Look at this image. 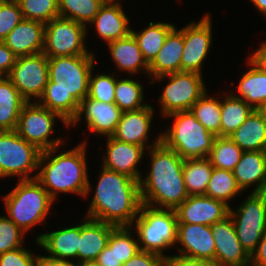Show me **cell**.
Masks as SVG:
<instances>
[{"label": "cell", "instance_id": "obj_33", "mask_svg": "<svg viewBox=\"0 0 266 266\" xmlns=\"http://www.w3.org/2000/svg\"><path fill=\"white\" fill-rule=\"evenodd\" d=\"M230 92L221 95L220 137H229L254 110L246 101Z\"/></svg>", "mask_w": 266, "mask_h": 266}, {"label": "cell", "instance_id": "obj_39", "mask_svg": "<svg viewBox=\"0 0 266 266\" xmlns=\"http://www.w3.org/2000/svg\"><path fill=\"white\" fill-rule=\"evenodd\" d=\"M133 234L135 236V231L131 226L116 227L110 234L108 245L114 249L117 260L122 264L140 251L138 238H135Z\"/></svg>", "mask_w": 266, "mask_h": 266}, {"label": "cell", "instance_id": "obj_30", "mask_svg": "<svg viewBox=\"0 0 266 266\" xmlns=\"http://www.w3.org/2000/svg\"><path fill=\"white\" fill-rule=\"evenodd\" d=\"M27 101L6 77L0 76V131H15Z\"/></svg>", "mask_w": 266, "mask_h": 266}, {"label": "cell", "instance_id": "obj_9", "mask_svg": "<svg viewBox=\"0 0 266 266\" xmlns=\"http://www.w3.org/2000/svg\"><path fill=\"white\" fill-rule=\"evenodd\" d=\"M57 118L60 123L62 121L65 128H69V124L58 113L50 111L37 101L26 102L19 115L15 131L42 152L61 147L65 142L63 138L50 139L52 133H55L54 125Z\"/></svg>", "mask_w": 266, "mask_h": 266}, {"label": "cell", "instance_id": "obj_44", "mask_svg": "<svg viewBox=\"0 0 266 266\" xmlns=\"http://www.w3.org/2000/svg\"><path fill=\"white\" fill-rule=\"evenodd\" d=\"M37 254L21 247L0 254V266H35Z\"/></svg>", "mask_w": 266, "mask_h": 266}, {"label": "cell", "instance_id": "obj_28", "mask_svg": "<svg viewBox=\"0 0 266 266\" xmlns=\"http://www.w3.org/2000/svg\"><path fill=\"white\" fill-rule=\"evenodd\" d=\"M246 64L250 68L241 76L235 90L236 94H232L246 101L253 109H257L266 101V70L250 57Z\"/></svg>", "mask_w": 266, "mask_h": 266}, {"label": "cell", "instance_id": "obj_38", "mask_svg": "<svg viewBox=\"0 0 266 266\" xmlns=\"http://www.w3.org/2000/svg\"><path fill=\"white\" fill-rule=\"evenodd\" d=\"M243 152L230 137L216 136L209 159L213 167L233 171Z\"/></svg>", "mask_w": 266, "mask_h": 266}, {"label": "cell", "instance_id": "obj_15", "mask_svg": "<svg viewBox=\"0 0 266 266\" xmlns=\"http://www.w3.org/2000/svg\"><path fill=\"white\" fill-rule=\"evenodd\" d=\"M122 113L115 103H105L87 96L80 103L78 114L69 127H74L76 124L78 126V122L85 119L84 122L90 133L104 137L112 136L121 120Z\"/></svg>", "mask_w": 266, "mask_h": 266}, {"label": "cell", "instance_id": "obj_4", "mask_svg": "<svg viewBox=\"0 0 266 266\" xmlns=\"http://www.w3.org/2000/svg\"><path fill=\"white\" fill-rule=\"evenodd\" d=\"M87 144L85 140L65 152L55 147L41 153L36 179L54 201L58 200L59 193L82 198L90 195L93 187L88 176Z\"/></svg>", "mask_w": 266, "mask_h": 266}, {"label": "cell", "instance_id": "obj_37", "mask_svg": "<svg viewBox=\"0 0 266 266\" xmlns=\"http://www.w3.org/2000/svg\"><path fill=\"white\" fill-rule=\"evenodd\" d=\"M59 17L71 19L87 27L106 0H58Z\"/></svg>", "mask_w": 266, "mask_h": 266}, {"label": "cell", "instance_id": "obj_42", "mask_svg": "<svg viewBox=\"0 0 266 266\" xmlns=\"http://www.w3.org/2000/svg\"><path fill=\"white\" fill-rule=\"evenodd\" d=\"M24 235L8 217L0 216V254L23 247Z\"/></svg>", "mask_w": 266, "mask_h": 266}, {"label": "cell", "instance_id": "obj_45", "mask_svg": "<svg viewBox=\"0 0 266 266\" xmlns=\"http://www.w3.org/2000/svg\"><path fill=\"white\" fill-rule=\"evenodd\" d=\"M122 266H165V259L157 253L140 250Z\"/></svg>", "mask_w": 266, "mask_h": 266}, {"label": "cell", "instance_id": "obj_7", "mask_svg": "<svg viewBox=\"0 0 266 266\" xmlns=\"http://www.w3.org/2000/svg\"><path fill=\"white\" fill-rule=\"evenodd\" d=\"M134 226V227H133ZM178 218L173 209H159L142 204L131 228L135 231L141 251L154 252L163 259L164 250L176 246Z\"/></svg>", "mask_w": 266, "mask_h": 266}, {"label": "cell", "instance_id": "obj_22", "mask_svg": "<svg viewBox=\"0 0 266 266\" xmlns=\"http://www.w3.org/2000/svg\"><path fill=\"white\" fill-rule=\"evenodd\" d=\"M44 37V23L23 18L3 42L17 57H22L42 53Z\"/></svg>", "mask_w": 266, "mask_h": 266}, {"label": "cell", "instance_id": "obj_21", "mask_svg": "<svg viewBox=\"0 0 266 266\" xmlns=\"http://www.w3.org/2000/svg\"><path fill=\"white\" fill-rule=\"evenodd\" d=\"M122 0H106L94 19L87 25L94 27L106 44L125 38L131 34L130 20L121 4Z\"/></svg>", "mask_w": 266, "mask_h": 266}, {"label": "cell", "instance_id": "obj_19", "mask_svg": "<svg viewBox=\"0 0 266 266\" xmlns=\"http://www.w3.org/2000/svg\"><path fill=\"white\" fill-rule=\"evenodd\" d=\"M178 223L211 226L229 215V206L206 195L188 196L176 209Z\"/></svg>", "mask_w": 266, "mask_h": 266}, {"label": "cell", "instance_id": "obj_34", "mask_svg": "<svg viewBox=\"0 0 266 266\" xmlns=\"http://www.w3.org/2000/svg\"><path fill=\"white\" fill-rule=\"evenodd\" d=\"M127 77L129 78L120 80L117 78L115 85L114 103L122 112L139 110L149 104L143 102L145 97L143 83L134 80L133 76Z\"/></svg>", "mask_w": 266, "mask_h": 266}, {"label": "cell", "instance_id": "obj_41", "mask_svg": "<svg viewBox=\"0 0 266 266\" xmlns=\"http://www.w3.org/2000/svg\"><path fill=\"white\" fill-rule=\"evenodd\" d=\"M92 70L89 79V92L88 97L94 100L102 101L105 103H114L115 98V85L119 73L112 74H95ZM116 76V77H115Z\"/></svg>", "mask_w": 266, "mask_h": 266}, {"label": "cell", "instance_id": "obj_54", "mask_svg": "<svg viewBox=\"0 0 266 266\" xmlns=\"http://www.w3.org/2000/svg\"><path fill=\"white\" fill-rule=\"evenodd\" d=\"M257 111L262 115V117L266 120V101L263 102L258 108Z\"/></svg>", "mask_w": 266, "mask_h": 266}, {"label": "cell", "instance_id": "obj_43", "mask_svg": "<svg viewBox=\"0 0 266 266\" xmlns=\"http://www.w3.org/2000/svg\"><path fill=\"white\" fill-rule=\"evenodd\" d=\"M22 19V11L16 0H0V39L4 41Z\"/></svg>", "mask_w": 266, "mask_h": 266}, {"label": "cell", "instance_id": "obj_14", "mask_svg": "<svg viewBox=\"0 0 266 266\" xmlns=\"http://www.w3.org/2000/svg\"><path fill=\"white\" fill-rule=\"evenodd\" d=\"M212 19L208 13L198 22H190L180 28L183 31L184 48L181 59V71L202 75V66L210 53L213 41Z\"/></svg>", "mask_w": 266, "mask_h": 266}, {"label": "cell", "instance_id": "obj_6", "mask_svg": "<svg viewBox=\"0 0 266 266\" xmlns=\"http://www.w3.org/2000/svg\"><path fill=\"white\" fill-rule=\"evenodd\" d=\"M164 118L174 120L168 129L160 132L161 142L166 147L184 160L209 157L216 136L196 119L191 110L175 112Z\"/></svg>", "mask_w": 266, "mask_h": 266}, {"label": "cell", "instance_id": "obj_11", "mask_svg": "<svg viewBox=\"0 0 266 266\" xmlns=\"http://www.w3.org/2000/svg\"><path fill=\"white\" fill-rule=\"evenodd\" d=\"M229 215L242 248L251 256L266 233V192H251L237 209L229 207Z\"/></svg>", "mask_w": 266, "mask_h": 266}, {"label": "cell", "instance_id": "obj_53", "mask_svg": "<svg viewBox=\"0 0 266 266\" xmlns=\"http://www.w3.org/2000/svg\"><path fill=\"white\" fill-rule=\"evenodd\" d=\"M74 266H101L97 260H88L80 263H74Z\"/></svg>", "mask_w": 266, "mask_h": 266}, {"label": "cell", "instance_id": "obj_48", "mask_svg": "<svg viewBox=\"0 0 266 266\" xmlns=\"http://www.w3.org/2000/svg\"><path fill=\"white\" fill-rule=\"evenodd\" d=\"M97 261L101 266H122V263L117 260L114 249L107 245L99 254Z\"/></svg>", "mask_w": 266, "mask_h": 266}, {"label": "cell", "instance_id": "obj_24", "mask_svg": "<svg viewBox=\"0 0 266 266\" xmlns=\"http://www.w3.org/2000/svg\"><path fill=\"white\" fill-rule=\"evenodd\" d=\"M117 226L110 223L84 217L80 222V239L77 262L97 260L99 254L108 245L111 232Z\"/></svg>", "mask_w": 266, "mask_h": 266}, {"label": "cell", "instance_id": "obj_18", "mask_svg": "<svg viewBox=\"0 0 266 266\" xmlns=\"http://www.w3.org/2000/svg\"><path fill=\"white\" fill-rule=\"evenodd\" d=\"M105 142L106 152L102 156L101 166L125 174L140 182L143 174L140 172L138 164L144 159L146 149L143 146L121 142L112 136L106 137Z\"/></svg>", "mask_w": 266, "mask_h": 266}, {"label": "cell", "instance_id": "obj_50", "mask_svg": "<svg viewBox=\"0 0 266 266\" xmlns=\"http://www.w3.org/2000/svg\"><path fill=\"white\" fill-rule=\"evenodd\" d=\"M35 266H74L73 263L50 257L48 255L37 254Z\"/></svg>", "mask_w": 266, "mask_h": 266}, {"label": "cell", "instance_id": "obj_49", "mask_svg": "<svg viewBox=\"0 0 266 266\" xmlns=\"http://www.w3.org/2000/svg\"><path fill=\"white\" fill-rule=\"evenodd\" d=\"M250 265L266 266V233L261 238L256 251L250 256Z\"/></svg>", "mask_w": 266, "mask_h": 266}, {"label": "cell", "instance_id": "obj_20", "mask_svg": "<svg viewBox=\"0 0 266 266\" xmlns=\"http://www.w3.org/2000/svg\"><path fill=\"white\" fill-rule=\"evenodd\" d=\"M177 244L180 255L215 262V244L211 226L178 223L176 246Z\"/></svg>", "mask_w": 266, "mask_h": 266}, {"label": "cell", "instance_id": "obj_12", "mask_svg": "<svg viewBox=\"0 0 266 266\" xmlns=\"http://www.w3.org/2000/svg\"><path fill=\"white\" fill-rule=\"evenodd\" d=\"M87 27L74 20L56 17L45 24L43 53L48 57L94 55L86 46Z\"/></svg>", "mask_w": 266, "mask_h": 266}, {"label": "cell", "instance_id": "obj_29", "mask_svg": "<svg viewBox=\"0 0 266 266\" xmlns=\"http://www.w3.org/2000/svg\"><path fill=\"white\" fill-rule=\"evenodd\" d=\"M229 137L243 151H266V120L254 109Z\"/></svg>", "mask_w": 266, "mask_h": 266}, {"label": "cell", "instance_id": "obj_35", "mask_svg": "<svg viewBox=\"0 0 266 266\" xmlns=\"http://www.w3.org/2000/svg\"><path fill=\"white\" fill-rule=\"evenodd\" d=\"M243 193L237 184L233 171L213 168L205 195L223 201L230 207V200ZM235 197V198H234Z\"/></svg>", "mask_w": 266, "mask_h": 266}, {"label": "cell", "instance_id": "obj_27", "mask_svg": "<svg viewBox=\"0 0 266 266\" xmlns=\"http://www.w3.org/2000/svg\"><path fill=\"white\" fill-rule=\"evenodd\" d=\"M174 27L166 36L163 47L149 64V78L181 71L184 48L183 31Z\"/></svg>", "mask_w": 266, "mask_h": 266}, {"label": "cell", "instance_id": "obj_46", "mask_svg": "<svg viewBox=\"0 0 266 266\" xmlns=\"http://www.w3.org/2000/svg\"><path fill=\"white\" fill-rule=\"evenodd\" d=\"M165 266H217L214 261L191 258L183 255H168Z\"/></svg>", "mask_w": 266, "mask_h": 266}, {"label": "cell", "instance_id": "obj_47", "mask_svg": "<svg viewBox=\"0 0 266 266\" xmlns=\"http://www.w3.org/2000/svg\"><path fill=\"white\" fill-rule=\"evenodd\" d=\"M17 56L6 46L0 43V76H7L15 65Z\"/></svg>", "mask_w": 266, "mask_h": 266}, {"label": "cell", "instance_id": "obj_23", "mask_svg": "<svg viewBox=\"0 0 266 266\" xmlns=\"http://www.w3.org/2000/svg\"><path fill=\"white\" fill-rule=\"evenodd\" d=\"M80 239V223L58 230L41 233L36 237L35 243L44 249L48 256L62 259L74 264L77 261V251Z\"/></svg>", "mask_w": 266, "mask_h": 266}, {"label": "cell", "instance_id": "obj_26", "mask_svg": "<svg viewBox=\"0 0 266 266\" xmlns=\"http://www.w3.org/2000/svg\"><path fill=\"white\" fill-rule=\"evenodd\" d=\"M107 47L112 61L119 69L118 72H127L129 76H135V74L143 72L149 77V65L144 60L138 43L132 34L108 43Z\"/></svg>", "mask_w": 266, "mask_h": 266}, {"label": "cell", "instance_id": "obj_51", "mask_svg": "<svg viewBox=\"0 0 266 266\" xmlns=\"http://www.w3.org/2000/svg\"><path fill=\"white\" fill-rule=\"evenodd\" d=\"M259 45V48L255 52H252V55L249 57L261 68L266 70V41H262Z\"/></svg>", "mask_w": 266, "mask_h": 266}, {"label": "cell", "instance_id": "obj_25", "mask_svg": "<svg viewBox=\"0 0 266 266\" xmlns=\"http://www.w3.org/2000/svg\"><path fill=\"white\" fill-rule=\"evenodd\" d=\"M233 174L243 192L253 185L252 193L266 192V151H244Z\"/></svg>", "mask_w": 266, "mask_h": 266}, {"label": "cell", "instance_id": "obj_55", "mask_svg": "<svg viewBox=\"0 0 266 266\" xmlns=\"http://www.w3.org/2000/svg\"><path fill=\"white\" fill-rule=\"evenodd\" d=\"M249 266H265V265H249Z\"/></svg>", "mask_w": 266, "mask_h": 266}, {"label": "cell", "instance_id": "obj_40", "mask_svg": "<svg viewBox=\"0 0 266 266\" xmlns=\"http://www.w3.org/2000/svg\"><path fill=\"white\" fill-rule=\"evenodd\" d=\"M24 19L39 21L44 24L59 17L58 0H16Z\"/></svg>", "mask_w": 266, "mask_h": 266}, {"label": "cell", "instance_id": "obj_52", "mask_svg": "<svg viewBox=\"0 0 266 266\" xmlns=\"http://www.w3.org/2000/svg\"><path fill=\"white\" fill-rule=\"evenodd\" d=\"M255 6L256 10L266 17V0H249Z\"/></svg>", "mask_w": 266, "mask_h": 266}, {"label": "cell", "instance_id": "obj_5", "mask_svg": "<svg viewBox=\"0 0 266 266\" xmlns=\"http://www.w3.org/2000/svg\"><path fill=\"white\" fill-rule=\"evenodd\" d=\"M6 216L25 234L45 221L54 200L36 179L18 180L17 185L2 197Z\"/></svg>", "mask_w": 266, "mask_h": 266}, {"label": "cell", "instance_id": "obj_13", "mask_svg": "<svg viewBox=\"0 0 266 266\" xmlns=\"http://www.w3.org/2000/svg\"><path fill=\"white\" fill-rule=\"evenodd\" d=\"M6 77L27 102L38 101L49 80L48 57L43 52L17 57Z\"/></svg>", "mask_w": 266, "mask_h": 266}, {"label": "cell", "instance_id": "obj_36", "mask_svg": "<svg viewBox=\"0 0 266 266\" xmlns=\"http://www.w3.org/2000/svg\"><path fill=\"white\" fill-rule=\"evenodd\" d=\"M205 92L192 106L191 112L196 119L215 136H220L221 128V97L208 96Z\"/></svg>", "mask_w": 266, "mask_h": 266}, {"label": "cell", "instance_id": "obj_32", "mask_svg": "<svg viewBox=\"0 0 266 266\" xmlns=\"http://www.w3.org/2000/svg\"><path fill=\"white\" fill-rule=\"evenodd\" d=\"M213 168L209 157L184 160L183 179L189 196L205 195Z\"/></svg>", "mask_w": 266, "mask_h": 266}, {"label": "cell", "instance_id": "obj_8", "mask_svg": "<svg viewBox=\"0 0 266 266\" xmlns=\"http://www.w3.org/2000/svg\"><path fill=\"white\" fill-rule=\"evenodd\" d=\"M167 85L162 87L163 91L158 97L160 112L163 117L175 112L190 110L194 103L207 92L203 75L195 72L179 71L161 75L149 80L150 85L155 82L164 81Z\"/></svg>", "mask_w": 266, "mask_h": 266}, {"label": "cell", "instance_id": "obj_2", "mask_svg": "<svg viewBox=\"0 0 266 266\" xmlns=\"http://www.w3.org/2000/svg\"><path fill=\"white\" fill-rule=\"evenodd\" d=\"M101 167L85 217L117 227L131 226L143 204L139 181Z\"/></svg>", "mask_w": 266, "mask_h": 266}, {"label": "cell", "instance_id": "obj_10", "mask_svg": "<svg viewBox=\"0 0 266 266\" xmlns=\"http://www.w3.org/2000/svg\"><path fill=\"white\" fill-rule=\"evenodd\" d=\"M42 151L20 137L16 131H0V179L36 178ZM35 172L34 175L31 174Z\"/></svg>", "mask_w": 266, "mask_h": 266}, {"label": "cell", "instance_id": "obj_17", "mask_svg": "<svg viewBox=\"0 0 266 266\" xmlns=\"http://www.w3.org/2000/svg\"><path fill=\"white\" fill-rule=\"evenodd\" d=\"M154 110L153 106L148 104L139 110L123 112L112 137L121 142L143 146L147 151L149 148L159 144L161 142V134L152 140V144L149 145L148 143Z\"/></svg>", "mask_w": 266, "mask_h": 266}, {"label": "cell", "instance_id": "obj_16", "mask_svg": "<svg viewBox=\"0 0 266 266\" xmlns=\"http://www.w3.org/2000/svg\"><path fill=\"white\" fill-rule=\"evenodd\" d=\"M217 266H249L250 256L242 248L230 215L211 225Z\"/></svg>", "mask_w": 266, "mask_h": 266}, {"label": "cell", "instance_id": "obj_3", "mask_svg": "<svg viewBox=\"0 0 266 266\" xmlns=\"http://www.w3.org/2000/svg\"><path fill=\"white\" fill-rule=\"evenodd\" d=\"M148 150L150 170L139 182L142 203L175 210L189 196L183 179L184 159L162 142Z\"/></svg>", "mask_w": 266, "mask_h": 266}, {"label": "cell", "instance_id": "obj_31", "mask_svg": "<svg viewBox=\"0 0 266 266\" xmlns=\"http://www.w3.org/2000/svg\"><path fill=\"white\" fill-rule=\"evenodd\" d=\"M174 27L173 23L160 21L156 23L149 22L148 26L139 32L131 29V34L136 39L143 58L148 65L163 47L166 36Z\"/></svg>", "mask_w": 266, "mask_h": 266}, {"label": "cell", "instance_id": "obj_1", "mask_svg": "<svg viewBox=\"0 0 266 266\" xmlns=\"http://www.w3.org/2000/svg\"><path fill=\"white\" fill-rule=\"evenodd\" d=\"M95 61V55L48 58L49 80L37 102L58 113L70 125L78 114L80 103L88 96Z\"/></svg>", "mask_w": 266, "mask_h": 266}]
</instances>
